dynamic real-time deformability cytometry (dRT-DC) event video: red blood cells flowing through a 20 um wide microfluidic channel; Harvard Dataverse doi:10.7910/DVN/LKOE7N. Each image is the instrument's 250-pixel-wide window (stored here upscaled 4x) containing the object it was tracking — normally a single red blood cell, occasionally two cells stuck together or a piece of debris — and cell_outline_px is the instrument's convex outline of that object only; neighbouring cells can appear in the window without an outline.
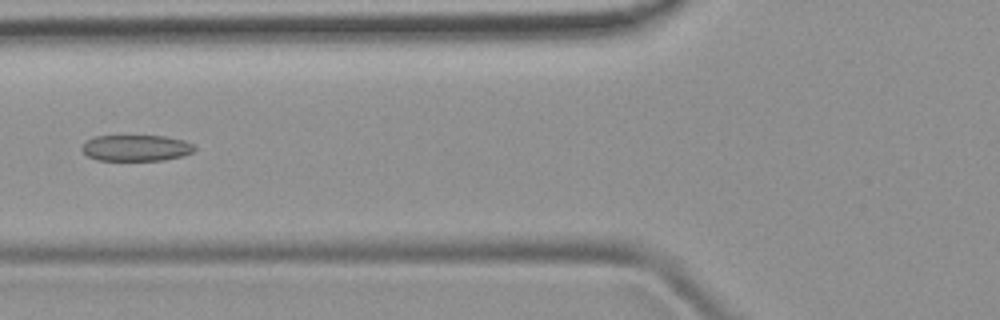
{"species": "common noctule bat (a hibernating species)", "species_latin": "Nyctalus noctula", "temperature_condition": "room temperature", "stored_images_in_passage": 6, "camera_frame_rate_fps": 3000, "um_per_image_px": 0.085, "animal": {"sex": "female", "body_mass_g": 19.9}, "frame": {"image": 1, "passage_image": 5, "time_ms": 5.333, "image_size_px": [1000, 320], "cell_outline_px": [[196, 148], [192, 152], [184, 156], [164, 160], [96, 160], [88, 156], [80, 148], [84, 140], [96, 136], [164, 136], [184, 140], [192, 144]], "centroid_in_image_um": [11.54, 12.57], "position_along_channel_um": 114.3, "area_um2": 17.28}}
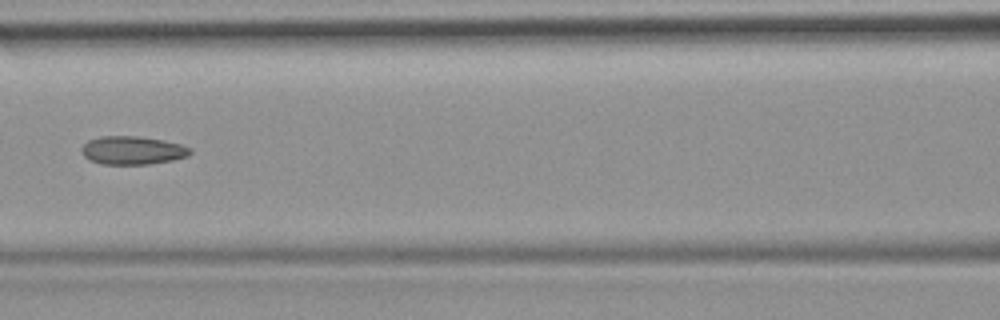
{"frame": {"image": 2, "passage_image": 6, "time_ms": 6.333, "image_size_px": [1000, 320], "cell_outline_px": [[192, 152], [188, 156], [172, 160], [148, 164], [100, 164], [84, 156], [80, 148], [88, 140], [100, 136], [136, 136], [164, 140], [180, 144], [192, 148]], "centroid_in_image_um": [11.27, 12.77], "position_along_channel_um": 155.3, "area_um2": 17.92}}